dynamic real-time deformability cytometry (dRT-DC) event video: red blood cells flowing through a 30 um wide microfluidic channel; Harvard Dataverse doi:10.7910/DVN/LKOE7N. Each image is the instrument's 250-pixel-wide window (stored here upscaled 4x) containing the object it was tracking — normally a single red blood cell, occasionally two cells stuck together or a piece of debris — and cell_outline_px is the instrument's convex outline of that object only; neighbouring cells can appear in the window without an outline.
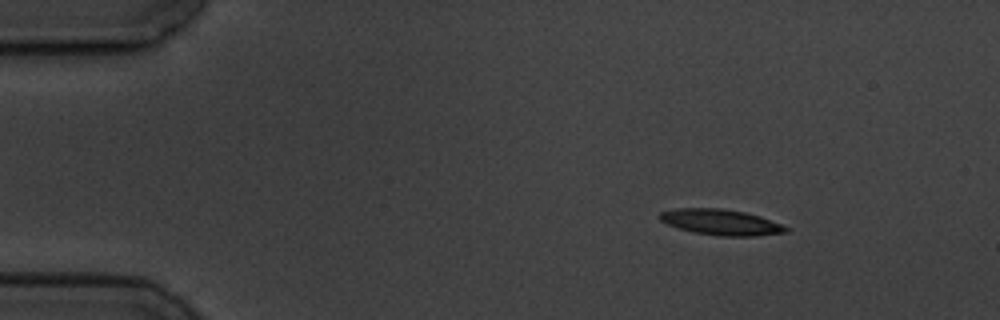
{"species": "common noctule bat (a hibernating species)", "species_latin": "Nyctalus noctula", "temperature_condition": "cold", "stored_images_in_passage": 4, "camera_frame_rate_fps": 3000, "um_per_image_px": 0.085, "animal": {"sex": "male", "body_mass_g": 19.5, "forearm_length_mm": 54.6}, "frame": {"image": 1, "passage_image": 1, "time_ms": 0.0, "image_size_px": [1000, 320], "cell_outline_px": [[788, 232], [756, 236], [720, 236], [692, 232], [668, 224], [660, 220], [660, 212], [676, 208], [720, 208], [744, 212], [760, 216], [780, 224], [788, 228]], "centroid_in_image_um": [61.28, 18.89], "position_along_channel_um": 23.7, "area_um2": 18.79}}
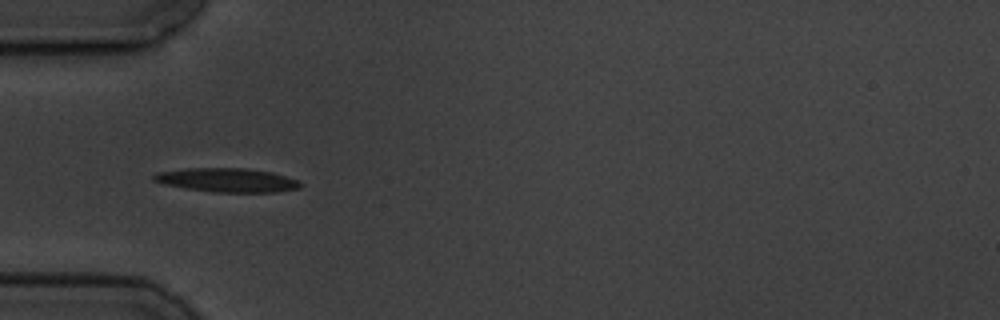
{"frame": {"image": 2, "passage_image": 4, "time_ms": 3.333, "image_size_px": [1000, 320], "cell_outline_px": [[300, 188], [276, 192], [212, 192], [164, 184], [152, 180], [152, 176], [156, 172], [184, 168], [248, 168], [272, 172], [296, 180], [300, 184]], "centroid_in_image_um": [19.26, 15.3], "position_along_channel_um": 65.7, "area_um2": 20.35}}